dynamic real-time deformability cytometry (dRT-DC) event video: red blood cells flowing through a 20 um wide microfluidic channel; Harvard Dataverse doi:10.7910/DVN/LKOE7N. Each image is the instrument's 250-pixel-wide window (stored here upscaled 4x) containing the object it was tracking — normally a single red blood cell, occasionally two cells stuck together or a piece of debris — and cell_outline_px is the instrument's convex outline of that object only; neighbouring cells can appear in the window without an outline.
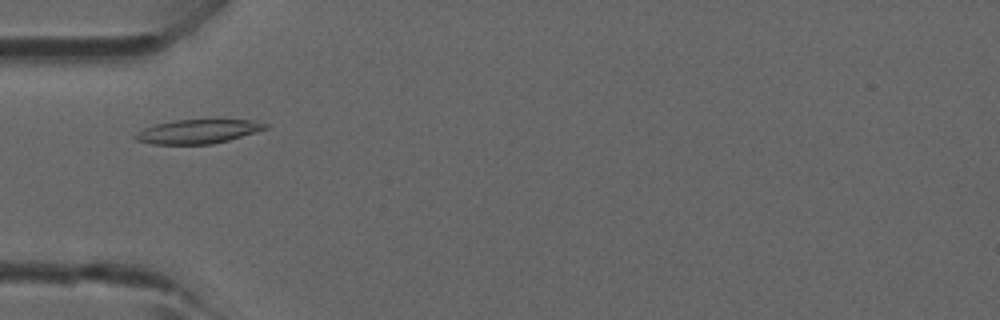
{"species": "common noctule bat (a hibernating species)", "species_latin": "Nyctalus noctula", "temperature_condition": "room temperature", "stored_images_in_passage": 21, "camera_frame_rate_fps": 3000, "um_per_image_px": 0.085, "animal": {"sex": "male", "forearm_length_mm": 52.5}, "frame": {"image": 1, "passage_image": 11, "time_ms": 3.333, "image_size_px": [1000, 320], "cell_outline_px": [[268, 128], [256, 132], [228, 140], [212, 144], [152, 144], [136, 140], [132, 136], [136, 132], [144, 128], [156, 124], [176, 120], [212, 116], [220, 116], [248, 120], [268, 124]], "centroid_in_image_um": [16.86, 11.12], "position_along_channel_um": 68.1, "area_um2": 19.19}}
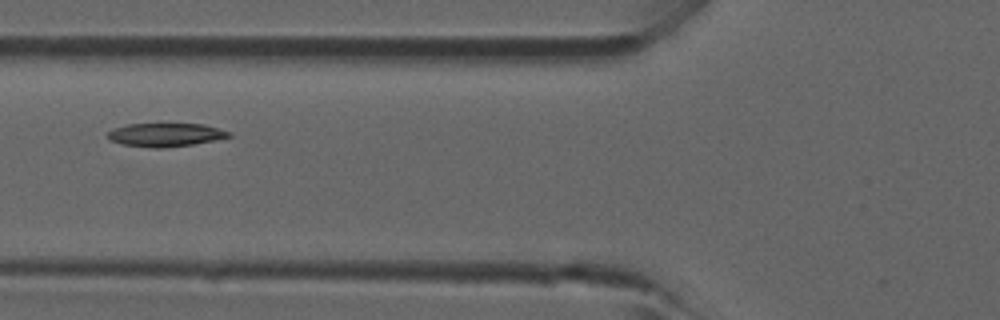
{"frame": {"image": 2, "passage_image": 14, "time_ms": 4.333, "image_size_px": [1000, 320], "cell_outline_px": [[232, 136], [192, 144], [164, 148], [152, 148], [120, 144], [108, 140], [108, 132], [112, 128], [128, 124], [204, 124], [232, 132]], "centroid_in_image_um": [14.03, 11.46], "position_along_channel_um": 111.8, "area_um2": 16.59}}
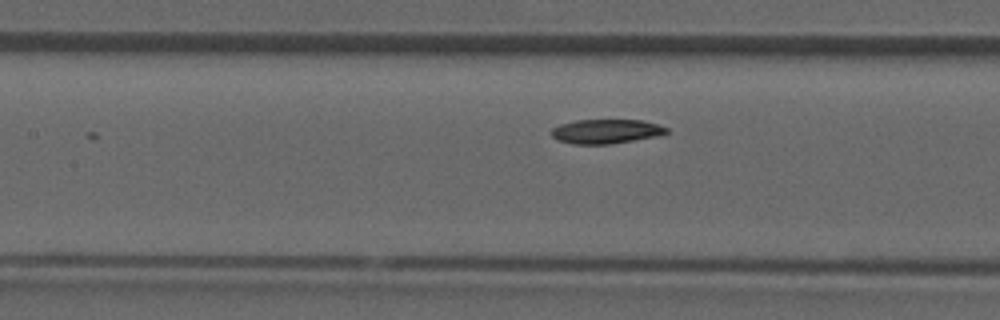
{"frame": {"image": 3, "passage_image": 17, "time_ms": 5.333, "image_size_px": [1000, 320], "cell_outline_px": [[668, 132], [656, 136], [612, 144], [572, 144], [556, 140], [552, 136], [552, 128], [560, 124], [576, 120], [644, 120], [668, 128]], "centroid_in_image_um": [51.49, 11.17], "position_along_channel_um": 155.9, "area_um2": 16.3}}